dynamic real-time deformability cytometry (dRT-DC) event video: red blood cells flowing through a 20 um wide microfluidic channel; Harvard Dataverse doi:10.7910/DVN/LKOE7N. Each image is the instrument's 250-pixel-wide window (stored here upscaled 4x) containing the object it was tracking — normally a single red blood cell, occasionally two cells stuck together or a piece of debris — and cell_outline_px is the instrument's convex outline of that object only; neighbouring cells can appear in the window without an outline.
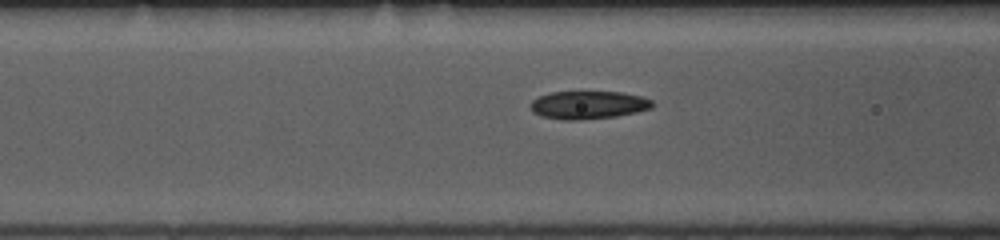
{"species": "common noctule bat (a hibernating species)", "species_latin": "Nyctalus noctula", "temperature_condition": "room temperature", "stored_images_in_passage": 22, "camera_frame_rate_fps": 3000, "um_per_image_px": 0.085, "animal": {"sex": "female", "body_mass_g": 10.0, "forearm_length_mm": 53.1}, "frame": {"image": 1, "passage_image": 17, "time_ms": 5.333, "image_size_px": [1000, 240], "cell_outline_px": [[652, 108], [636, 112], [616, 116], [580, 120], [564, 120], [540, 116], [532, 112], [528, 104], [532, 100], [540, 96], [552, 92], [620, 92], [640, 96], [652, 100]], "centroid_in_image_um": [49.95, 8.93], "position_along_channel_um": 116.6, "area_um2": 19.88}}
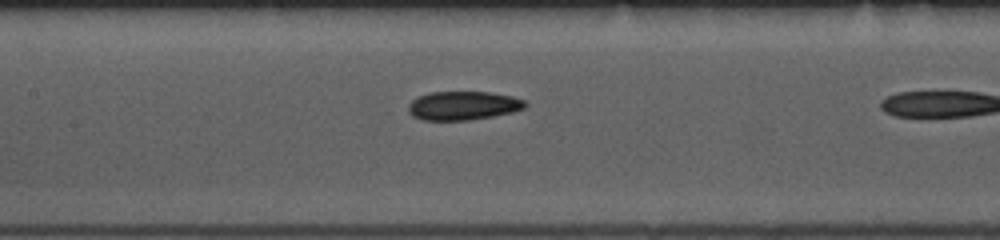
{"frame": {"image": 2, "passage_image": 21, "time_ms": 6.667, "image_size_px": [1000, 240], "cell_outline_px": [[528, 104], [524, 108], [512, 112], [492, 116], [468, 120], [424, 120], [412, 116], [408, 112], [408, 104], [416, 96], [428, 92], [488, 92], [512, 96], [524, 100]], "centroid_in_image_um": [39.33, 8.97], "position_along_channel_um": 168.1, "area_um2": 19.65}}